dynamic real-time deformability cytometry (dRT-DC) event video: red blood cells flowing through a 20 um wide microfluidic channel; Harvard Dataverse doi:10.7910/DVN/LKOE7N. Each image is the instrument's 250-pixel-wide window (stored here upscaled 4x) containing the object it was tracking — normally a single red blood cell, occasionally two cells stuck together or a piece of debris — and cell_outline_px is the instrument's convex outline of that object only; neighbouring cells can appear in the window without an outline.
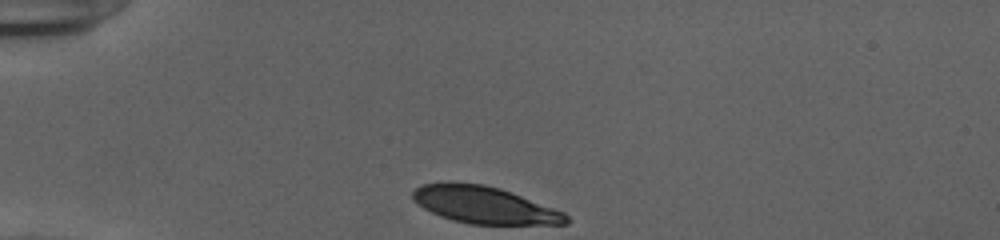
{"species": "human", "species_latin": "Homo sapiens", "temperature_condition": "cold", "stored_images_in_passage": 31, "camera_frame_rate_fps": 3000, "um_per_image_px": 0.085, "donor": {"sex": "female"}, "frame": {"image": 1, "passage_image": 1, "time_ms": 0.0, "image_size_px": [1000, 240], "cell_outline_px": [[568, 224], [468, 224], [452, 220], [440, 216], [424, 208], [412, 200], [412, 192], [420, 184], [448, 180], [452, 180], [484, 184], [500, 188], [512, 192], [564, 212], [568, 216]], "centroid_in_image_um": [41.1, 17.39], "position_along_channel_um": 43.9, "area_um2": 33.58}}
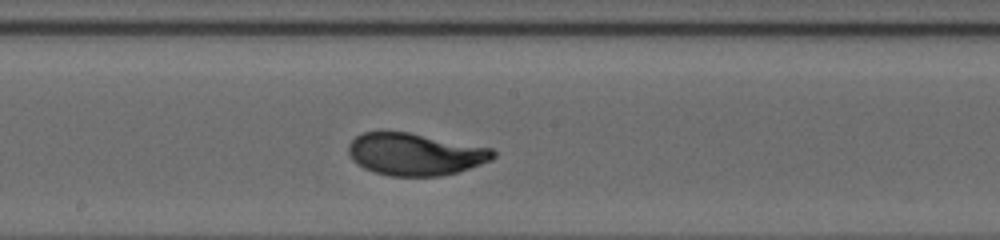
{"frame": {"image": 2, "passage_image": 17, "time_ms": 5.333, "image_size_px": [1000, 240], "cell_outline_px": [[496, 156], [492, 160], [456, 172], [440, 176], [392, 176], [376, 172], [364, 168], [356, 164], [352, 160], [348, 152], [348, 144], [356, 136], [364, 132], [408, 132], [492, 148], [496, 152]], "centroid_in_image_um": [35.27, 13.11], "position_along_channel_um": 212.9, "area_um2": 35.43}}
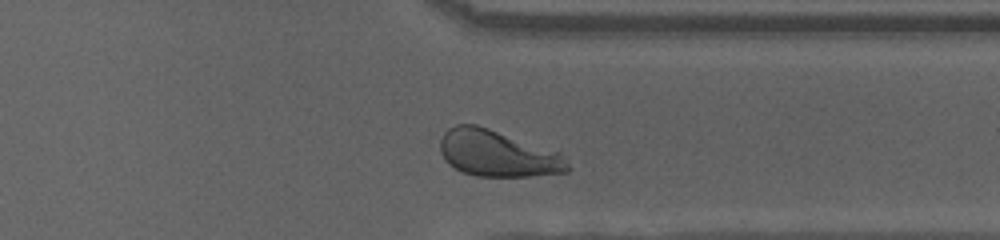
{"frame": {"image": 3, "passage_image": 29, "time_ms": 9.333, "image_size_px": [1000, 240], "cell_outline_px": [[572, 168], [568, 172], [532, 176], [476, 176], [464, 172], [448, 164], [440, 152], [440, 140], [444, 132], [448, 128], [456, 124], [476, 124], [488, 128], [556, 152]], "centroid_in_image_um": [42.23, 13.05], "position_along_channel_um": 369.2, "area_um2": 33.93}, "authors_computed_cell_mechanics": {"area_um2": 35.3736, "velocity_mm_per_s": 3.8922, "shape_relaxation_time_tau1_ms": 2.9852, "shape_relaxation_time_tau2_ms": null, "deformation_change_tau1": 0.1656, "deformation_change_tau2": null}}